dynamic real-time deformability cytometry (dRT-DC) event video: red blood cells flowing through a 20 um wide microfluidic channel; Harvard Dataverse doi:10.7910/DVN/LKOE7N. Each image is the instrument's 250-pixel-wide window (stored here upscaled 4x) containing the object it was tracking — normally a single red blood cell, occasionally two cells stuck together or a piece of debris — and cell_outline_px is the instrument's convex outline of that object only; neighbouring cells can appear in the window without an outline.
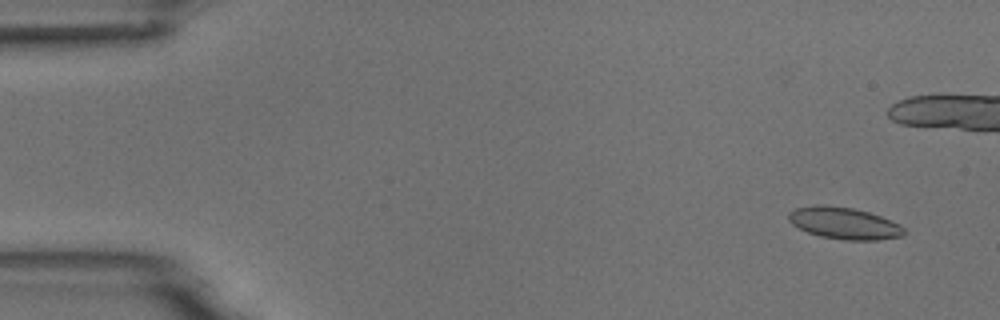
{"species": "common noctule bat (a hibernating species)", "species_latin": "Nyctalus noctula", "temperature_condition": "room temperature", "stored_images_in_passage": 6, "camera_frame_rate_fps": 3000, "um_per_image_px": 0.085, "animal": {"sex": "male", "body_mass_g": 18.8}, "frame": {"image": 1, "passage_image": 1, "time_ms": 0.0, "image_size_px": [1000, 320], "cell_outline_px": [[904, 236], [876, 240], [844, 240], [820, 236], [808, 232], [792, 224], [788, 220], [788, 212], [796, 208], [816, 204], [852, 208], [868, 212], [880, 216], [900, 224], [904, 228]], "centroid_in_image_um": [71.74, 18.97], "position_along_channel_um": 13.3, "area_um2": 21.33}}